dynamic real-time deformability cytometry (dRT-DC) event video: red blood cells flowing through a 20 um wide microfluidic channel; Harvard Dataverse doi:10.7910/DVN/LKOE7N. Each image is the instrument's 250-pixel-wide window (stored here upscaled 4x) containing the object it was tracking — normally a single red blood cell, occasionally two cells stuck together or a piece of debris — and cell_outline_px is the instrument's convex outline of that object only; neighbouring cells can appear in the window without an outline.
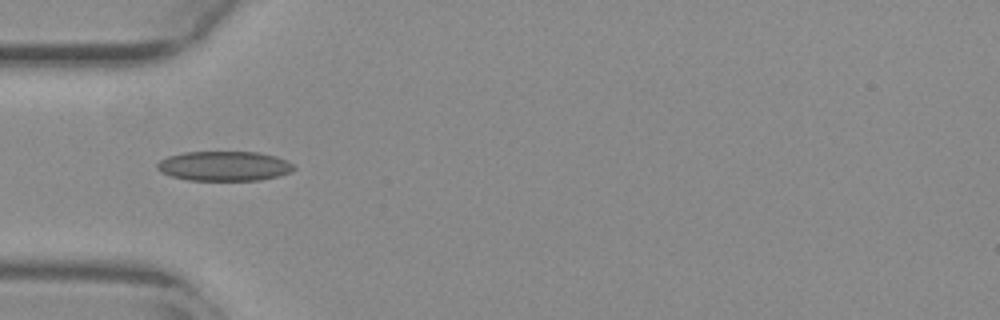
{"species": "common noctule bat (a hibernating species)", "species_latin": "Nyctalus noctula", "temperature_condition": "warm", "stored_images_in_passage": 7, "camera_frame_rate_fps": 3000, "um_per_image_px": 0.085, "animal": {"sex": "female", "body_mass_g": 29.2, "forearm_length_mm": 56.3}, "frame": {"image": 1, "passage_image": 1, "time_ms": 0.0, "image_size_px": [1000, 320], "cell_outline_px": [[296, 168], [292, 172], [260, 180], [188, 180], [172, 176], [160, 172], [156, 168], [156, 164], [160, 160], [168, 156], [184, 152], [256, 152], [276, 156], [288, 160]], "centroid_in_image_um": [19.06, 14.11], "position_along_channel_um": 65.9, "area_um2": 23.7}}
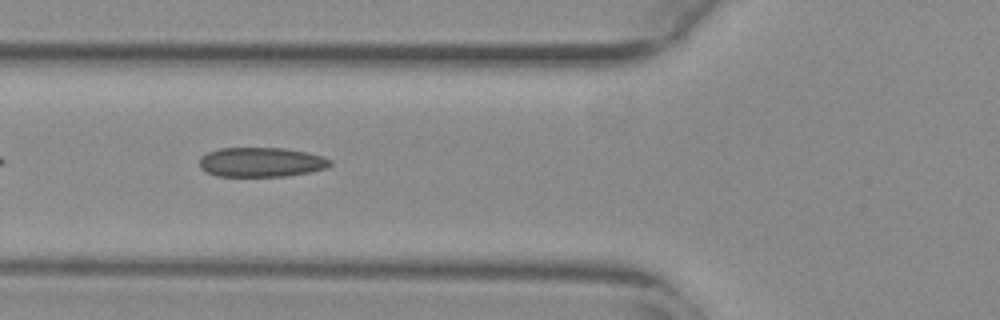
{"frame": {"image": 2, "passage_image": 4, "time_ms": 1.0, "image_size_px": [1000, 320], "cell_outline_px": [[332, 164], [328, 168], [288, 176], [216, 176], [200, 168], [200, 156], [208, 152], [220, 148], [284, 148], [324, 156], [332, 160]], "centroid_in_image_um": [22.22, 13.78], "position_along_channel_um": 103.6, "area_um2": 22.54}}